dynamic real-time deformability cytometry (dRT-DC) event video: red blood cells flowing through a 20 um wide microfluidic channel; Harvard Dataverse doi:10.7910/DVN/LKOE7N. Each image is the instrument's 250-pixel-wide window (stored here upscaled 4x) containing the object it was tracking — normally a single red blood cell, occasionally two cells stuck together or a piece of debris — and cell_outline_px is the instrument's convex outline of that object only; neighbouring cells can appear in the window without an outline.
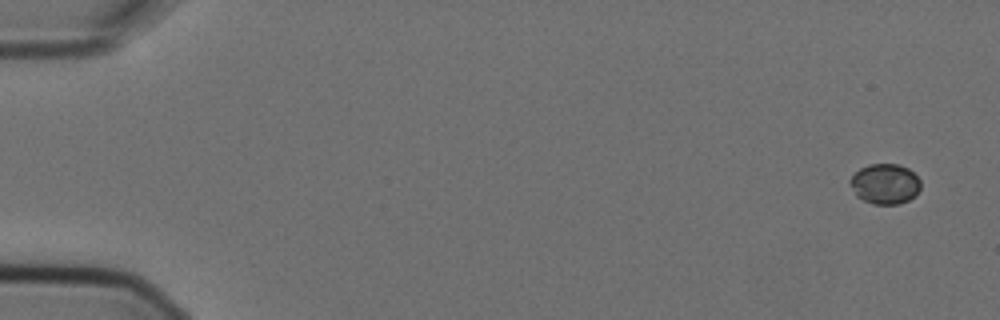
{"species": "Egyptian fruit bat (a non-hibernating species)", "species_latin": "Rousettus aegyptiacus", "temperature_condition": "cold", "stored_images_in_passage": 10, "camera_frame_rate_fps": 3000, "um_per_image_px": 0.085, "animal": {"sex": "female"}, "frame": {"image": 1, "passage_image": 1, "time_ms": 0.0, "image_size_px": [1000, 320], "cell_outline_px": [[920, 188], [916, 196], [900, 204], [872, 204], [856, 196], [848, 184], [848, 180], [860, 168], [868, 164], [900, 164], [908, 168], [920, 180]], "centroid_in_image_um": [75.2, 15.63], "position_along_channel_um": 9.8, "area_um2": 16.76}}
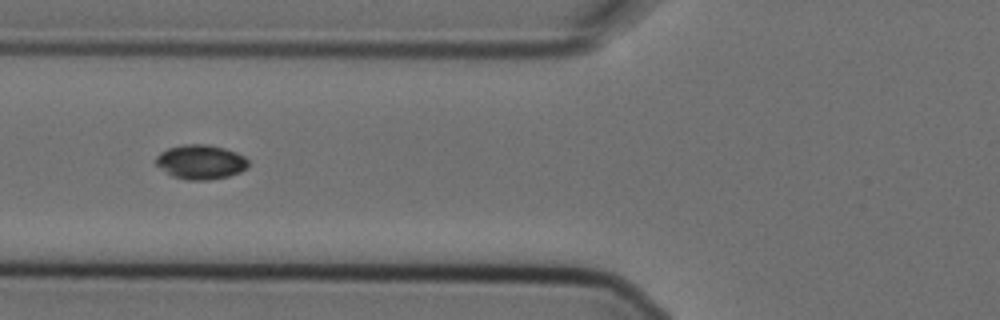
{"frame": {"image": 2, "passage_image": 6, "time_ms": 1.667, "image_size_px": [1000, 320], "cell_outline_px": [[248, 168], [240, 172], [228, 176], [208, 180], [188, 180], [172, 176], [156, 164], [156, 156], [160, 152], [168, 148], [184, 144], [208, 144], [224, 148], [236, 152], [244, 156], [248, 160]], "centroid_in_image_um": [17.07, 13.76], "position_along_channel_um": 108.7, "area_um2": 18.55}}
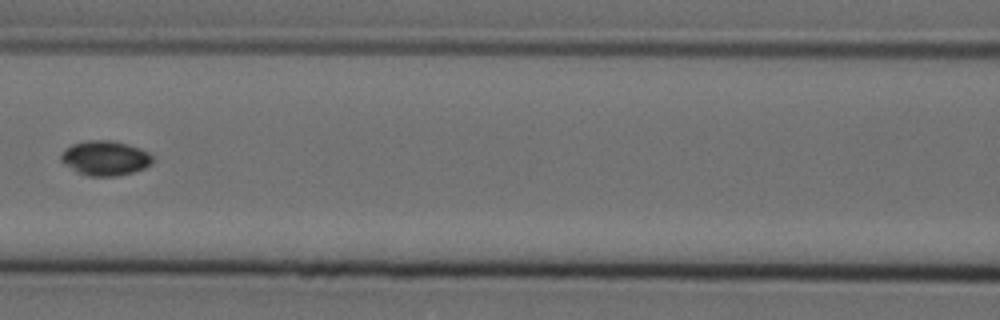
{"frame": {"image": 3, "passage_image": 7, "time_ms": 2.0, "image_size_px": [1000, 320], "cell_outline_px": [[152, 164], [144, 168], [132, 172], [116, 176], [88, 176], [76, 172], [64, 164], [60, 160], [60, 156], [64, 148], [72, 144], [88, 140], [112, 140], [128, 144], [140, 148], [148, 152], [152, 156]], "centroid_in_image_um": [8.91, 13.43], "position_along_channel_um": 157.7, "area_um2": 18.67}}